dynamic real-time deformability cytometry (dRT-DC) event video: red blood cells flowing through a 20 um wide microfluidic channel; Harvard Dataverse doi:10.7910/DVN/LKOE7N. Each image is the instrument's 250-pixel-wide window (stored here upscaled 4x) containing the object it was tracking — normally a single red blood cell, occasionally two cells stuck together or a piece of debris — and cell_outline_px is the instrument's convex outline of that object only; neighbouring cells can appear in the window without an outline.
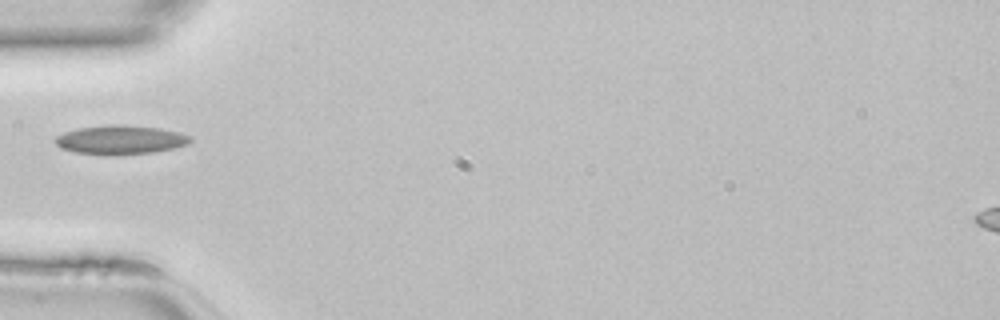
{"species": "common noctule bat (a hibernating species)", "species_latin": "Nyctalus noctula", "temperature_condition": "room temperature", "stored_images_in_passage": 32, "camera_frame_rate_fps": 3000, "um_per_image_px": 0.085, "animal": {"sex": "female", "body_mass_g": 22.7, "forearm_length_mm": 54.2}, "frame": {"image": 1, "passage_image": 1, "time_ms": 0.0, "image_size_px": [1000, 320], "cell_outline_px": [[192, 140], [188, 144], [172, 148], [152, 152], [112, 156], [76, 152], [60, 148], [56, 144], [56, 136], [64, 132], [80, 128], [112, 124], [120, 124], [160, 128], [180, 132], [192, 136]], "centroid_in_image_um": [10.26, 11.88], "position_along_channel_um": 74.7, "area_um2": 22.89}}
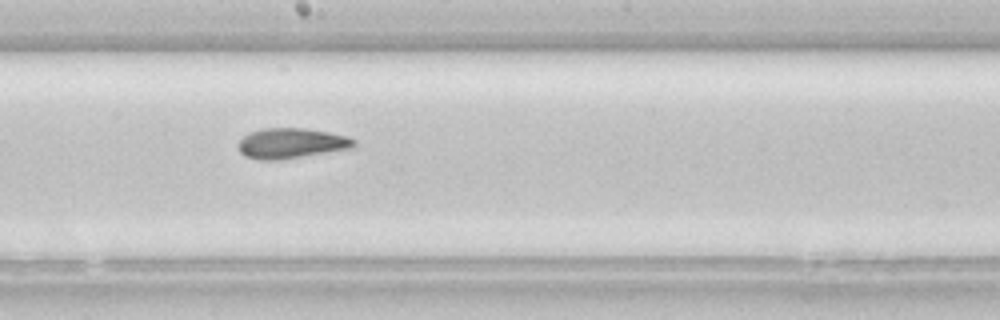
{"frame": {"image": 2, "passage_image": 11, "time_ms": 3.333, "image_size_px": [1000, 320], "cell_outline_px": [[356, 144], [352, 148], [280, 160], [260, 160], [244, 156], [240, 152], [240, 140], [244, 136], [252, 132], [264, 128], [304, 128], [328, 132], [348, 136], [356, 140]], "centroid_in_image_um": [24.79, 12.18], "position_along_channel_um": 223.4, "area_um2": 20.29}}
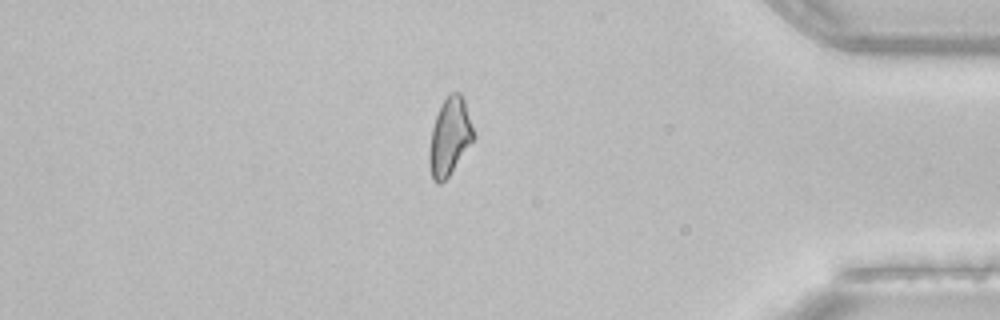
{"frame": {"image": 3, "passage_image": 25, "time_ms": 8.0, "image_size_px": [1000, 320], "cell_outline_px": [[476, 136], [448, 176], [440, 184], [436, 184], [432, 180], [428, 164], [428, 152], [432, 128], [436, 116], [448, 92], [460, 92], [464, 100]], "centroid_in_image_um": [38.2, 11.63], "position_along_channel_um": 397.0, "area_um2": 19.94}}